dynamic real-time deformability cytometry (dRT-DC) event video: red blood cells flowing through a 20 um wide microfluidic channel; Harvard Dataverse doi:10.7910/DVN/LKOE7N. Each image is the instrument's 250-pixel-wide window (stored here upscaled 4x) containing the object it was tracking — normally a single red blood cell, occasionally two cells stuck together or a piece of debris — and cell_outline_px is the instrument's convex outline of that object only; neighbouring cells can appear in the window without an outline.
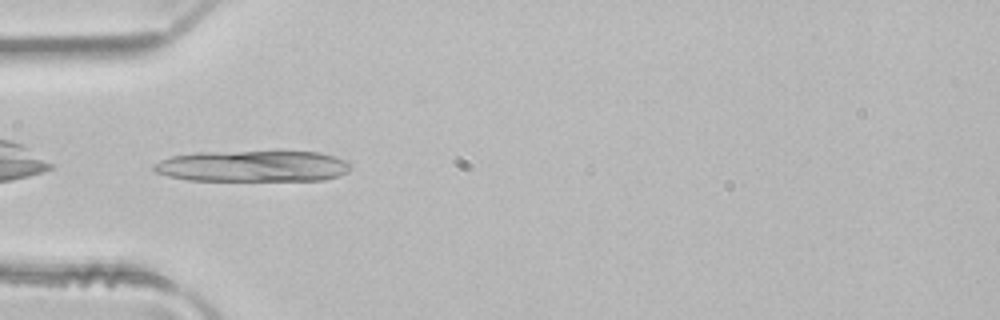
{"species": "common noctule bat (a hibernating species)", "species_latin": "Nyctalus noctula", "temperature_condition": "room temperature", "stored_images_in_passage": 4, "camera_frame_rate_fps": 3000, "um_per_image_px": 0.085, "animal": {"sex": "male", "body_mass_g": 21.5, "forearm_length_mm": 52.0}, "frame": {"image": 1, "passage_image": 4, "time_ms": 1.0, "image_size_px": [1000, 320], "cell_outline_px": [[352, 164], [348, 172], [340, 176], [324, 180], [188, 180], [168, 176], [156, 172], [152, 168], [152, 164], [160, 160], [172, 156], [196, 152], [320, 152], [336, 156]], "centroid_in_image_um": [21.5, 14.12], "position_along_channel_um": 63.5, "area_um2": 35.84}}